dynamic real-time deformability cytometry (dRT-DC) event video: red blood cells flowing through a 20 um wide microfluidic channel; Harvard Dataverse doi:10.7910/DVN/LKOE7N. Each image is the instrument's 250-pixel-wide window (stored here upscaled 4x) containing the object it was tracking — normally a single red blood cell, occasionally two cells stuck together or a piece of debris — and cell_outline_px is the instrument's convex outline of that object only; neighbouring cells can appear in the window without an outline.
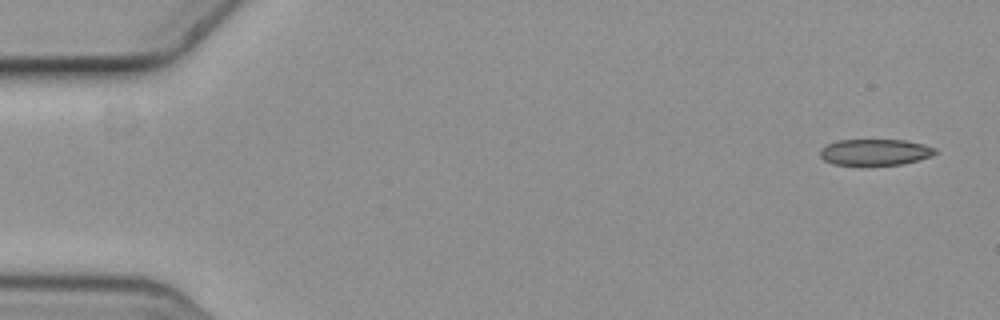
{"species": "common noctule bat (a hibernating species)", "species_latin": "Nyctalus noctula", "temperature_condition": "cold", "stored_images_in_passage": 5, "camera_frame_rate_fps": 3000, "um_per_image_px": 0.085, "animal": {"sex": "female", "body_mass_g": 19.3, "forearm_length_mm": 54.1}, "frame": {"image": 1, "passage_image": 1, "time_ms": 0.0, "image_size_px": [1000, 320], "cell_outline_px": [[936, 152], [928, 156], [904, 164], [832, 164], [824, 160], [820, 156], [820, 148], [836, 140], [904, 140], [924, 144], [936, 148]], "centroid_in_image_um": [74.34, 12.91], "position_along_channel_um": 10.7, "area_um2": 17.28}}
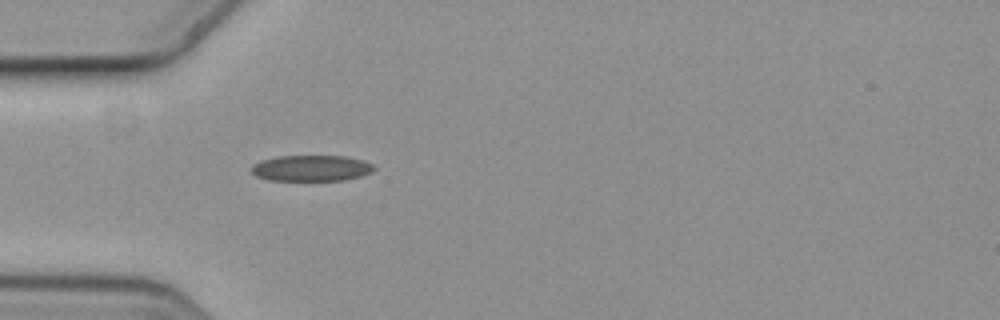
{"frame": {"image": 2, "passage_image": 5, "time_ms": 1.333, "image_size_px": [1000, 320], "cell_outline_px": [[376, 168], [372, 172], [360, 176], [344, 180], [268, 180], [256, 176], [248, 168], [252, 164], [260, 160], [276, 156], [344, 156], [364, 160], [372, 164]], "centroid_in_image_um": [26.42, 14.29], "position_along_channel_um": 58.6, "area_um2": 18.73}}